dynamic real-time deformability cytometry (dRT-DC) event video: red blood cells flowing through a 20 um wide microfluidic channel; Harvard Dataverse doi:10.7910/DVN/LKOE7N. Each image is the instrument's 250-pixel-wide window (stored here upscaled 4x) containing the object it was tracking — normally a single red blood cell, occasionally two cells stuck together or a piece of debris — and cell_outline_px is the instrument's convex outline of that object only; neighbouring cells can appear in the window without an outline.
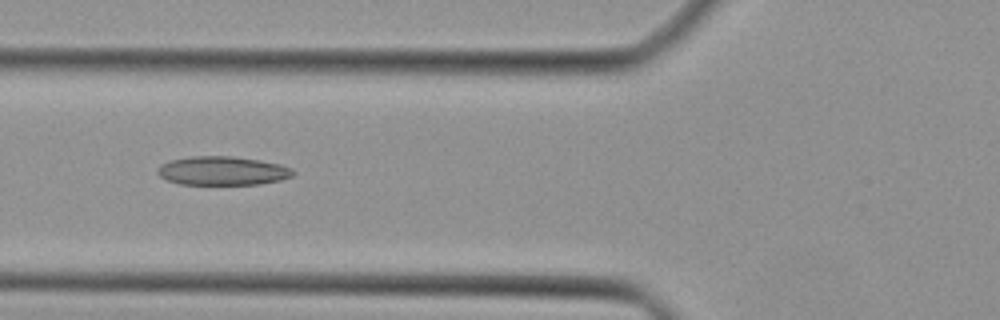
{"species": "Egyptian fruit bat (a non-hibernating species)", "species_latin": "Rousettus aegyptiacus", "temperature_condition": "cold", "stored_images_in_passage": 31, "camera_frame_rate_fps": 3000, "um_per_image_px": 0.085, "animal": {"sex": "female"}, "frame": {"image": 1, "passage_image": 3, "time_ms": 0.667, "image_size_px": [1000, 320], "cell_outline_px": [[296, 172], [292, 176], [280, 180], [260, 184], [180, 184], [168, 180], [160, 176], [156, 172], [156, 168], [160, 164], [172, 160], [192, 156], [232, 156], [260, 160], [280, 164], [292, 168]], "centroid_in_image_um": [18.92, 14.51], "position_along_channel_um": 106.9, "area_um2": 22.77}}
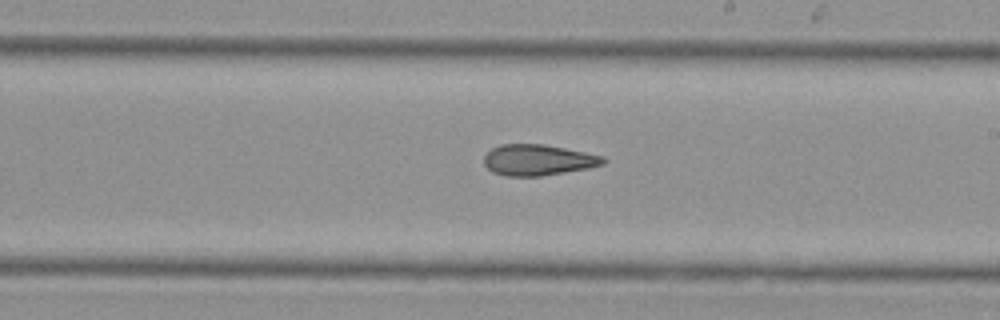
{"frame": {"image": 2, "passage_image": 12, "time_ms": 3.667, "image_size_px": [1000, 320], "cell_outline_px": [[608, 160], [604, 164], [588, 168], [540, 176], [504, 176], [492, 172], [484, 164], [484, 156], [492, 148], [500, 144], [544, 144], [604, 156]], "centroid_in_image_um": [45.73, 13.6], "position_along_channel_um": 243.3, "area_um2": 21.5}}
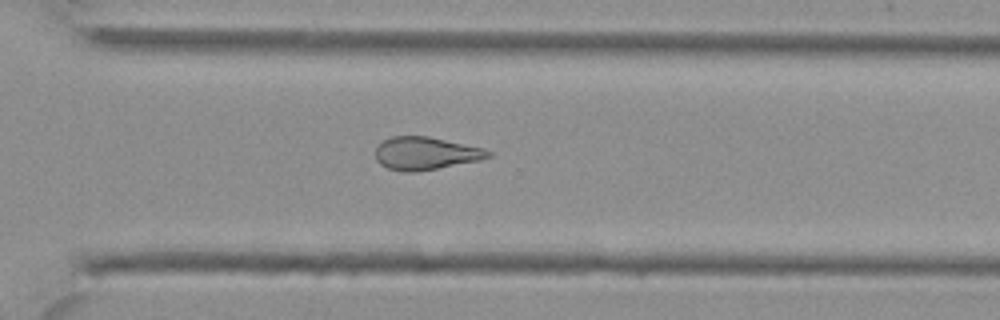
{"frame": {"image": 3, "passage_image": 18, "time_ms": 5.667, "image_size_px": [1000, 320], "cell_outline_px": [[492, 156], [480, 160], [416, 172], [404, 172], [388, 168], [380, 164], [376, 160], [376, 148], [384, 140], [392, 136], [428, 136], [484, 148], [492, 152]], "centroid_in_image_um": [36.19, 13.04], "position_along_channel_um": 334.4, "area_um2": 21.5}}